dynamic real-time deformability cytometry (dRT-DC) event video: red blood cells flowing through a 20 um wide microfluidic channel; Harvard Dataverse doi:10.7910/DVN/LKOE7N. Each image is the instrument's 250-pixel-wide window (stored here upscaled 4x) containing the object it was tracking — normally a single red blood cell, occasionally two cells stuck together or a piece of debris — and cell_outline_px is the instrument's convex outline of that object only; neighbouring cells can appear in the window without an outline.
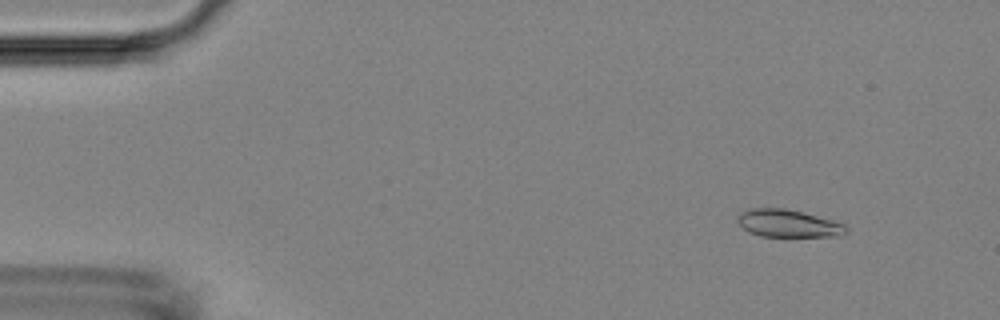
{"species": "Egyptian fruit bat (a non-hibernating species)", "species_latin": "Rousettus aegyptiacus", "temperature_condition": "room temperature", "stored_images_in_passage": 55, "camera_frame_rate_fps": 3000, "um_per_image_px": 0.085, "animal": {"sex": "female"}, "frame": {"image": 1, "passage_image": 5, "time_ms": 1.333, "image_size_px": [1000, 320], "cell_outline_px": [[848, 232], [840, 236], [760, 236], [748, 232], [736, 220], [736, 216], [740, 212], [748, 208], [784, 208], [832, 220], [844, 224], [848, 228]], "centroid_in_image_um": [66.96, 18.99], "position_along_channel_um": 18.0, "area_um2": 17.4}}
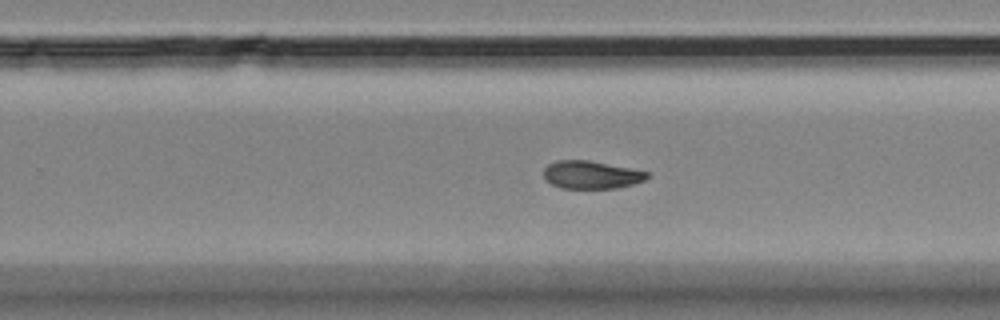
{"frame": {"image": 2, "passage_image": 34, "time_ms": 11.0, "image_size_px": [1000, 320], "cell_outline_px": [[648, 176], [644, 180], [632, 184], [616, 188], [560, 188], [544, 180], [544, 168], [548, 164], [556, 160], [588, 160], [648, 172]], "centroid_in_image_um": [50.19, 14.86], "position_along_channel_um": 279.6, "area_um2": 16.65}}
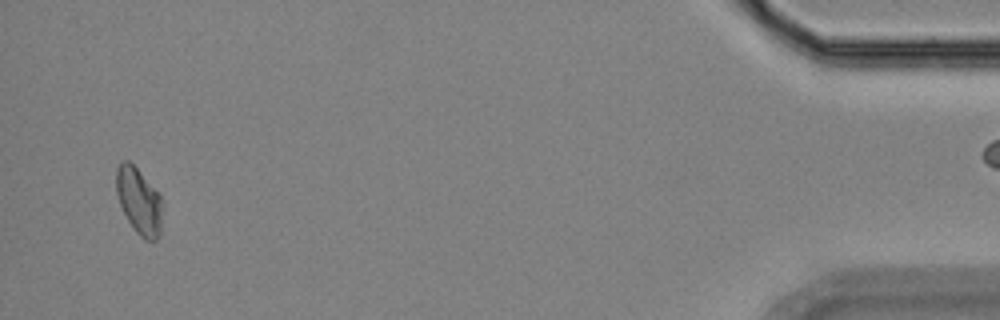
{"frame": {"image": 3, "passage_image": 52, "time_ms": 17.0, "image_size_px": [1000, 320], "cell_outline_px": [[164, 204], [160, 236], [156, 240], [144, 240], [136, 232], [128, 220], [120, 204], [116, 192], [116, 168], [124, 160], [128, 160], [136, 168], [160, 196]], "centroid_in_image_um": [11.84, 17.13], "position_along_channel_um": 423.4, "area_um2": 17.8}}